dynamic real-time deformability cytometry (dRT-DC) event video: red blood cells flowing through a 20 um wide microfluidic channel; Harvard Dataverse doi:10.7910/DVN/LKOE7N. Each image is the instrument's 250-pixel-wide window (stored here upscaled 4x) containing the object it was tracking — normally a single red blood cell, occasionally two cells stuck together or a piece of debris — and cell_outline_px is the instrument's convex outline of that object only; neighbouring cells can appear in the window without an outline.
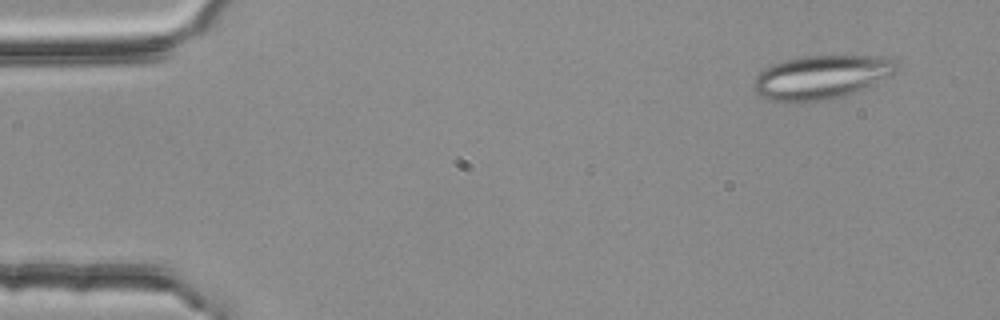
{"species": "common noctule bat (a hibernating species)", "species_latin": "Nyctalus noctula", "temperature_condition": "room temperature", "stored_images_in_passage": 54, "camera_frame_rate_fps": 3000, "um_per_image_px": 0.085, "animal": {"sex": "female", "body_mass_g": 25.1}, "frame": {"image": 1, "passage_image": 4, "time_ms": 1.0, "image_size_px": [1000, 320], "cell_outline_px": [[896, 72], [888, 76], [852, 92], [840, 96], [820, 100], [772, 100], [760, 96], [752, 88], [752, 84], [756, 76], [764, 68], [772, 64], [784, 60], [800, 56], [888, 56], [896, 60]], "centroid_in_image_um": [69.77, 6.51], "position_along_channel_um": 15.2, "area_um2": 35.6}}
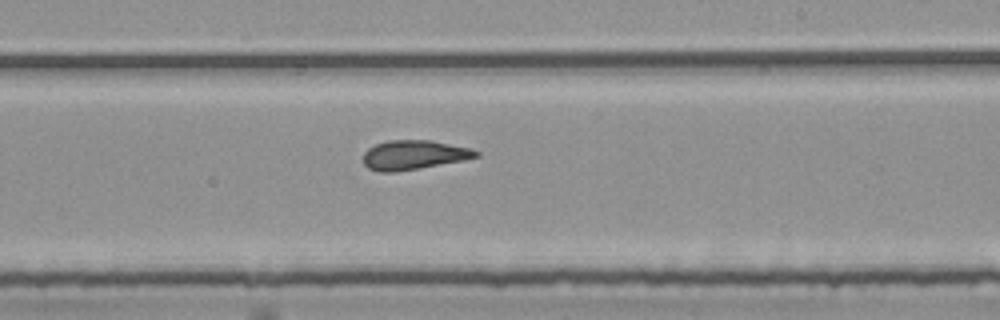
{"frame": {"image": 2, "passage_image": 32, "time_ms": 10.333, "image_size_px": [1000, 320], "cell_outline_px": [[480, 156], [464, 160], [392, 172], [380, 172], [368, 168], [364, 164], [364, 152], [368, 148], [376, 144], [388, 140], [432, 140], [472, 148], [480, 152]], "centroid_in_image_um": [35.2, 13.15], "position_along_channel_um": 253.8, "area_um2": 19.19}}
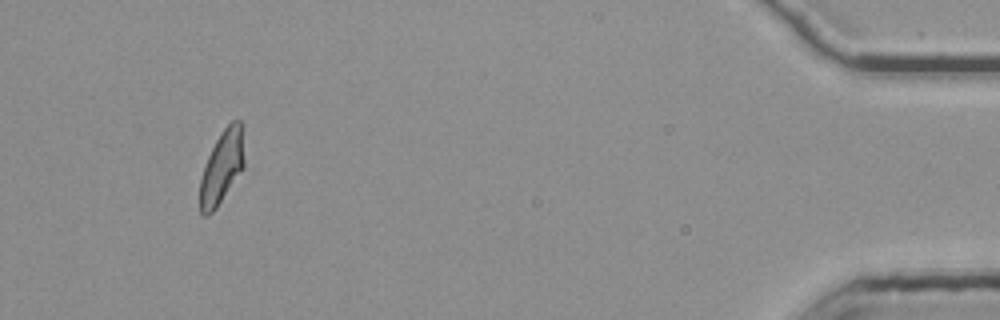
{"frame": {"image": 3, "passage_image": 51, "time_ms": 16.667, "image_size_px": [1000, 320], "cell_outline_px": [[244, 168], [216, 208], [208, 216], [204, 216], [200, 212], [200, 180], [208, 156], [220, 132], [232, 120], [240, 120], [244, 156]], "centroid_in_image_um": [18.86, 14.22], "position_along_channel_um": 416.3, "area_um2": 18.67}, "authors_computed_cell_mechanics": {"area_um2": 19.3341, "velocity_mm_per_s": 3.7591, "shape_relaxation_time_tau1_ms": null, "shape_relaxation_time_tau2_ms": 1.8452, "deformation_change_tau1": null, "deformation_change_tau2": 0.1056}}